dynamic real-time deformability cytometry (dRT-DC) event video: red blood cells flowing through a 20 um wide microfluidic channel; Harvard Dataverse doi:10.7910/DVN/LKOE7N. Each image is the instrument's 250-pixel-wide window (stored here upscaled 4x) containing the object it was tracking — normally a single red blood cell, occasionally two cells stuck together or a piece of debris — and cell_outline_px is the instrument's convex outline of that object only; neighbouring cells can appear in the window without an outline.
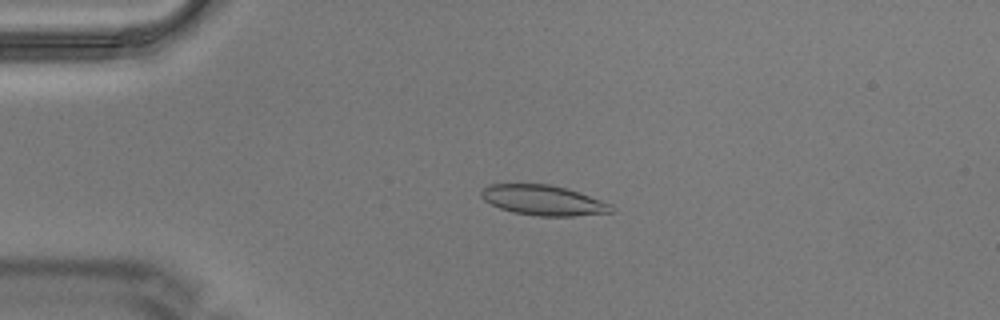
{"species": "Egyptian fruit bat (a non-hibernating species)", "species_latin": "Rousettus aegyptiacus", "temperature_condition": "warm", "stored_images_in_passage": 5, "camera_frame_rate_fps": 3000, "um_per_image_px": 0.085, "animal": {"sex": "male"}, "frame": {"image": 1, "passage_image": 4, "time_ms": 1.0, "image_size_px": [1000, 320], "cell_outline_px": [[616, 208], [612, 212], [572, 216], [536, 216], [512, 212], [500, 208], [484, 200], [480, 196], [480, 192], [488, 184], [548, 184], [580, 192], [612, 204]], "centroid_in_image_um": [46.19, 17.02], "position_along_channel_um": 38.8, "area_um2": 22.89}}